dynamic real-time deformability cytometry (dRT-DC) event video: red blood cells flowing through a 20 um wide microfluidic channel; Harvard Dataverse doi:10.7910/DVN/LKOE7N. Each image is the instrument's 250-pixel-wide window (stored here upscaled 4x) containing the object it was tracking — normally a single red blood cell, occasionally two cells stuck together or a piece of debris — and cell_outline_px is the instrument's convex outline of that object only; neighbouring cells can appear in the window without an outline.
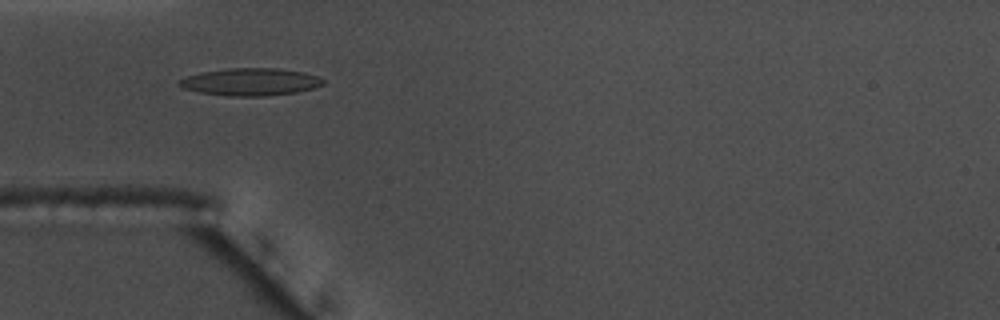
{"species": "common noctule bat (a hibernating species)", "species_latin": "Nyctalus noctula", "temperature_condition": "warm", "stored_images_in_passage": 54, "camera_frame_rate_fps": 3000, "um_per_image_px": 0.085, "animal": {"sex": "male", "body_mass_g": 17.5, "forearm_length_mm": 52.3}, "frame": {"image": 1, "passage_image": 16, "time_ms": 5.0, "image_size_px": [1000, 320], "cell_outline_px": [[324, 84], [312, 88], [296, 92], [264, 96], [228, 96], [200, 92], [184, 88], [176, 84], [176, 80], [188, 76], [204, 72], [232, 68], [276, 68], [304, 72], [316, 76], [324, 80]], "centroid_in_image_um": [21.27, 6.96], "position_along_channel_um": 63.7, "area_um2": 22.77}, "authors_computed_cell_mechanics": {"area_um2": 20.9236, "velocity_mm_per_s": 3.6735, "shape_relaxation_time_tau1_ms": 5.1735, "shape_relaxation_time_tau2_ms": 1.8828, "deformation_change_tau1": 0.1963, "deformation_change_tau2": 0.1099}}